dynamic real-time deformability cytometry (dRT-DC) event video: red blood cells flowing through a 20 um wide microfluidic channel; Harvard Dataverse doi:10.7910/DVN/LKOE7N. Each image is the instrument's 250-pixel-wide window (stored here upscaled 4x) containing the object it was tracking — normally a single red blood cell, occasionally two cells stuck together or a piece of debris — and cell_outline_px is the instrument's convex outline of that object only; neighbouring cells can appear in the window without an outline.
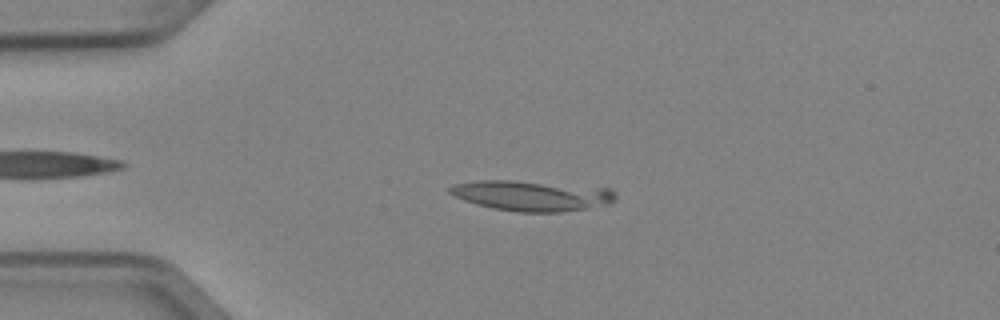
{"species": "Egyptian fruit bat (a non-hibernating species)", "species_latin": "Rousettus aegyptiacus", "temperature_condition": "cold", "stored_images_in_passage": 4, "camera_frame_rate_fps": 3000, "um_per_image_px": 0.085, "animal": {"sex": "female"}, "frame": {"image": 1, "passage_image": 3, "time_ms": 0.667, "image_size_px": [1000, 320], "cell_outline_px": [[616, 200], [608, 204], [588, 208], [560, 212], [520, 212], [492, 208], [476, 204], [464, 200], [448, 192], [448, 188], [452, 184], [480, 180], [512, 180], [612, 188], [616, 192]], "centroid_in_image_um": [45.23, 16.62], "position_along_channel_um": 39.8, "area_um2": 29.42}}